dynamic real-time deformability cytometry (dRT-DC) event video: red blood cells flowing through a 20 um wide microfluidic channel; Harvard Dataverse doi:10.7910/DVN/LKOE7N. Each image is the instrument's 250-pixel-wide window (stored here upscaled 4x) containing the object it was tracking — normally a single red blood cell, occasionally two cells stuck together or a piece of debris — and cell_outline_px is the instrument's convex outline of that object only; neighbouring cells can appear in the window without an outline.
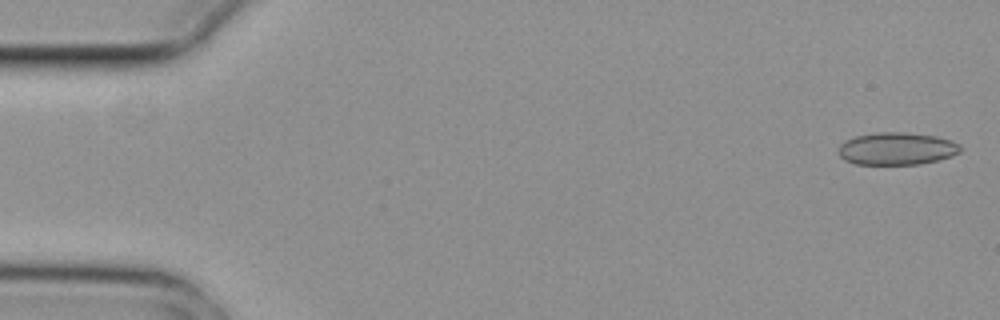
{"species": "common noctule bat (a hibernating species)", "species_latin": "Nyctalus noctula", "temperature_condition": "cold", "stored_images_in_passage": 6, "camera_frame_rate_fps": 3000, "um_per_image_px": 0.085, "animal": {"sex": "female", "body_mass_g": 29.2, "forearm_length_mm": 56.3}, "frame": {"image": 1, "passage_image": 1, "time_ms": 0.0, "image_size_px": [1000, 320], "cell_outline_px": [[960, 152], [952, 156], [920, 164], [856, 164], [844, 160], [840, 156], [840, 144], [856, 136], [880, 132], [904, 132], [936, 136], [960, 144]], "centroid_in_image_um": [76.24, 12.64], "position_along_channel_um": 8.8, "area_um2": 22.77}}
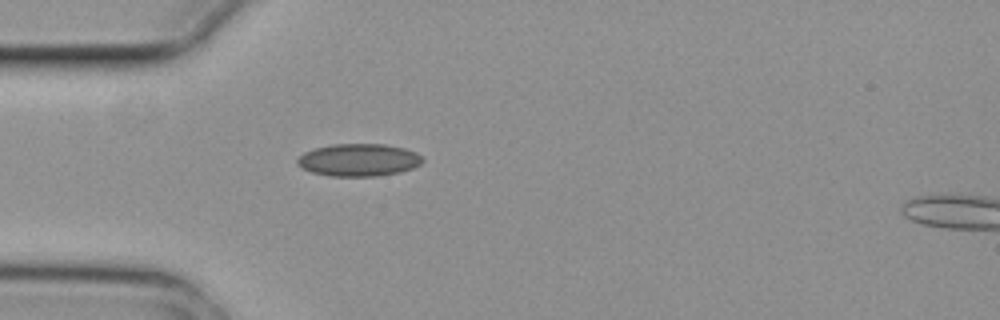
{"frame": {"image": 2, "passage_image": 5, "time_ms": 1.333, "image_size_px": [1000, 320], "cell_outline_px": [[424, 160], [420, 164], [412, 168], [400, 172], [376, 176], [332, 176], [312, 172], [296, 164], [296, 160], [304, 152], [316, 148], [332, 144], [384, 144], [404, 148], [416, 152], [424, 156]], "centroid_in_image_um": [30.52, 13.59], "position_along_channel_um": 54.5, "area_um2": 23.7}}